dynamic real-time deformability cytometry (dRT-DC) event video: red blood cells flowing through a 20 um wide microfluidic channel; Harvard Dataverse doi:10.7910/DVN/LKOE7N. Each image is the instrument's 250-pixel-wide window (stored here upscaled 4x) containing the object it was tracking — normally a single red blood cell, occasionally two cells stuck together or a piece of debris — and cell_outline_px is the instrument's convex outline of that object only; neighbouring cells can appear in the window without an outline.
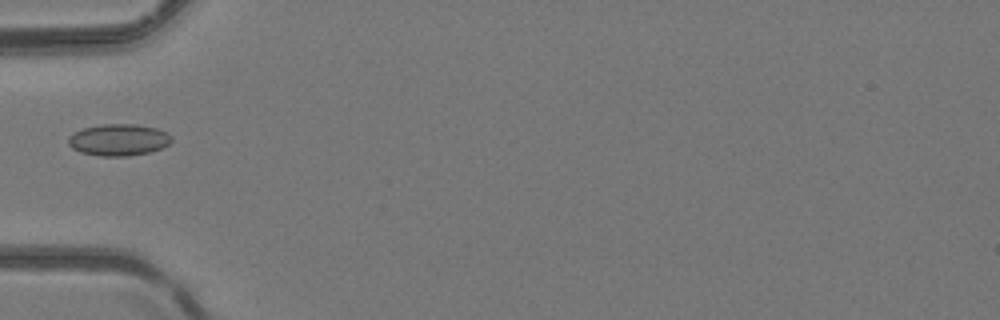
{"species": "common noctule bat (a hibernating species)", "species_latin": "Nyctalus noctula", "temperature_condition": "room temperature", "stored_images_in_passage": 32, "camera_frame_rate_fps": 3000, "um_per_image_px": 0.085, "animal": {"sex": "female", "body_mass_g": 24.6, "forearm_length_mm": 56.2}, "frame": {"image": 1, "passage_image": 1, "time_ms": 0.0, "image_size_px": [1000, 320], "cell_outline_px": [[172, 140], [168, 144], [160, 148], [148, 152], [128, 156], [100, 156], [80, 152], [72, 148], [68, 144], [68, 136], [84, 128], [104, 124], [136, 124], [156, 128], [168, 132], [172, 136]], "centroid_in_image_um": [10.09, 11.88], "position_along_channel_um": 74.9, "area_um2": 19.02}}
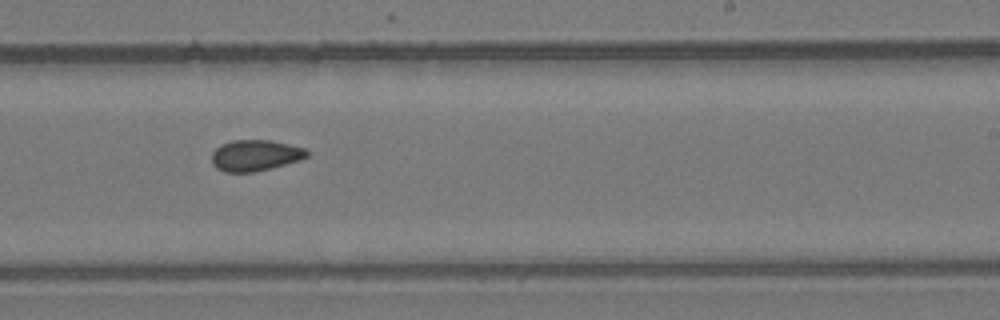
{"frame": {"image": 2, "passage_image": 14, "time_ms": 4.333, "image_size_px": [1000, 320], "cell_outline_px": [[308, 156], [300, 160], [272, 168], [252, 172], [224, 172], [216, 168], [212, 164], [212, 152], [220, 144], [232, 140], [272, 140], [304, 148], [308, 152]], "centroid_in_image_um": [21.67, 13.21], "position_along_channel_um": 267.3, "area_um2": 17.34}}
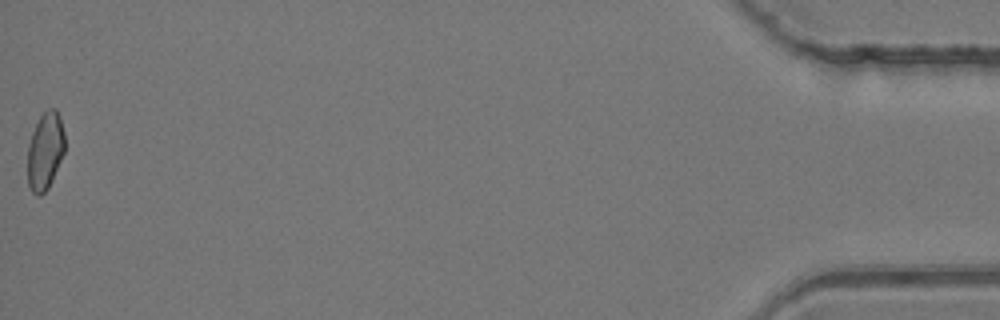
{"frame": {"image": 3, "passage_image": 32, "time_ms": 10.333, "image_size_px": [1000, 320], "cell_outline_px": [[64, 152], [52, 180], [48, 188], [40, 196], [36, 196], [32, 192], [28, 184], [28, 144], [32, 132], [40, 116], [48, 108], [56, 108], [60, 116], [64, 132]], "centroid_in_image_um": [3.84, 12.83], "position_along_channel_um": 431.4, "area_um2": 16.82}}